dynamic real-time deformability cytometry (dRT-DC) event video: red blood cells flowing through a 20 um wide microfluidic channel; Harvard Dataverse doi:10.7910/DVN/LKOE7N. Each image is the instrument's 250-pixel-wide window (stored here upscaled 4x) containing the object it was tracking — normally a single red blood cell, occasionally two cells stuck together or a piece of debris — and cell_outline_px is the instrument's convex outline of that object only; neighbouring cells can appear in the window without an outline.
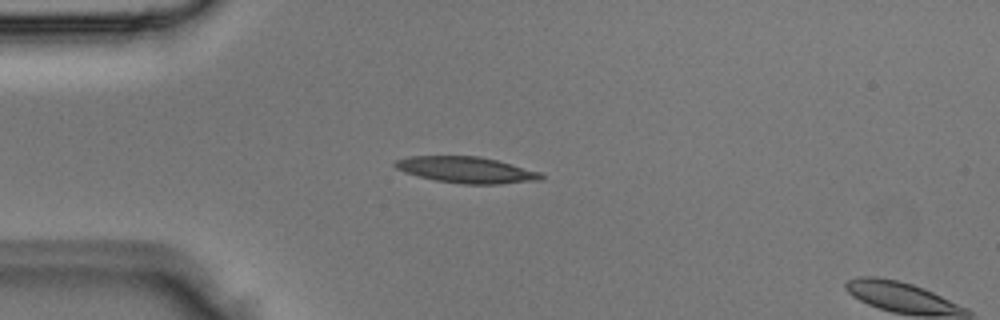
{"species": "Egyptian fruit bat (a non-hibernating species)", "species_latin": "Rousettus aegyptiacus", "temperature_condition": "room temperature", "stored_images_in_passage": 2, "camera_frame_rate_fps": 3000, "um_per_image_px": 0.085, "animal": {"sex": "male"}, "frame": {"image": 1, "passage_image": 1, "time_ms": 0.0, "image_size_px": [1000, 320], "cell_outline_px": [[544, 176], [540, 180], [500, 184], [464, 184], [436, 180], [404, 172], [396, 168], [392, 164], [396, 160], [408, 156], [480, 156], [512, 164], [540, 172]], "centroid_in_image_um": [39.63, 14.43], "position_along_channel_um": 45.4, "area_um2": 22.2}}